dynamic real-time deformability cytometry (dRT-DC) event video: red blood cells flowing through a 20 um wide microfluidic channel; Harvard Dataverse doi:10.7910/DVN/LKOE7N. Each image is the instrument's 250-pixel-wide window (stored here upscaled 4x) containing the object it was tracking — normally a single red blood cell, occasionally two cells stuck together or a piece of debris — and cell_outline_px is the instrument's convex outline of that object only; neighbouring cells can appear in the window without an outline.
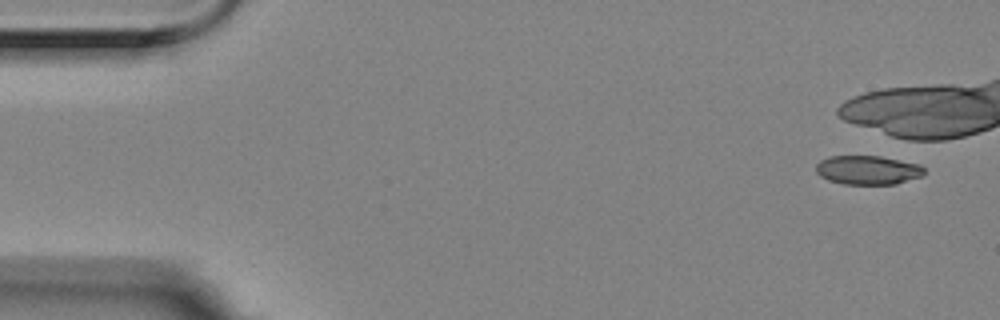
{"species": "Egyptian fruit bat (a non-hibernating species)", "species_latin": "Rousettus aegyptiacus", "temperature_condition": "room temperature", "stored_images_in_passage": 7, "camera_frame_rate_fps": 3000, "um_per_image_px": 0.085, "animal": {"sex": "female"}, "frame": {"image": 1, "passage_image": 1, "time_ms": 0.0, "image_size_px": [1000, 320], "cell_outline_px": [[924, 176], [896, 184], [844, 184], [828, 180], [820, 176], [816, 172], [816, 164], [820, 160], [828, 156], [880, 156], [920, 164], [924, 168]], "centroid_in_image_um": [73.77, 14.45], "position_along_channel_um": 11.2, "area_um2": 18.44}}